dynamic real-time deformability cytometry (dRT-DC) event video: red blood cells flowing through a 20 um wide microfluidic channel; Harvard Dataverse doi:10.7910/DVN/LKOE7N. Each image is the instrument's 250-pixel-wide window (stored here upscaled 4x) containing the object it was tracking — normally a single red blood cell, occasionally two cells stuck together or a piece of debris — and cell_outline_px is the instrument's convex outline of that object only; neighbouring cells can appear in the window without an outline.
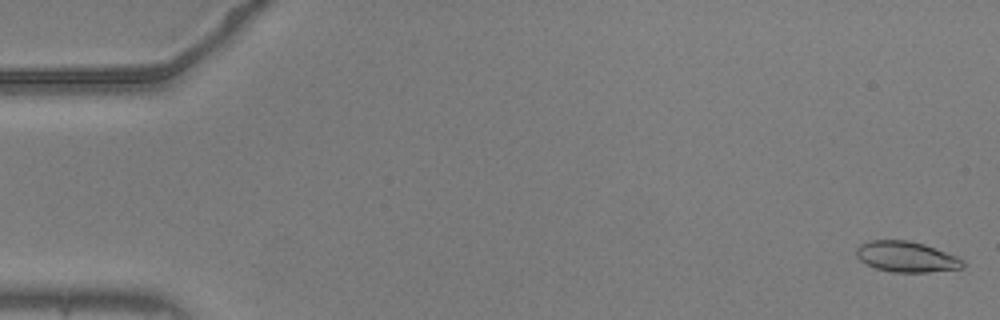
{"species": "common noctule bat (a hibernating species)", "species_latin": "Nyctalus noctula", "temperature_condition": "warm", "stored_images_in_passage": 57, "camera_frame_rate_fps": 3000, "um_per_image_px": 0.085, "animal": {"sex": "male", "body_mass_g": 20.5, "forearm_length_mm": 52.5}, "frame": {"image": 1, "passage_image": 2, "time_ms": 0.333, "image_size_px": [1000, 320], "cell_outline_px": [[964, 264], [960, 268], [928, 272], [892, 272], [876, 268], [860, 260], [856, 256], [856, 248], [860, 244], [872, 240], [908, 240], [924, 244], [956, 256], [964, 260]], "centroid_in_image_um": [77.02, 21.82], "position_along_channel_um": 8.0, "area_um2": 18.84}}
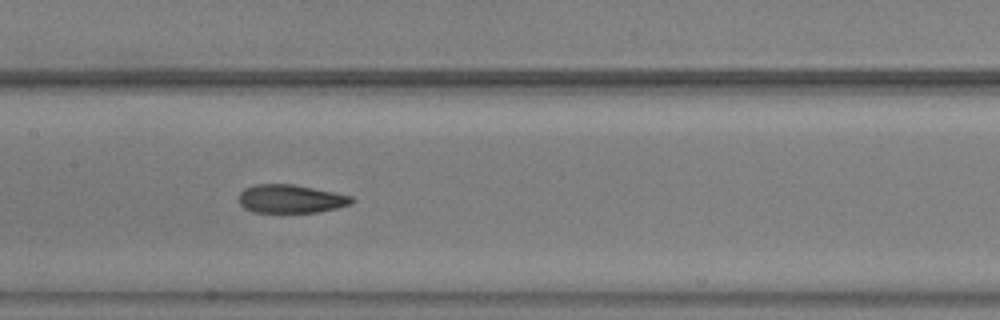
{"frame": {"image": 2, "passage_image": 28, "time_ms": 9.0, "image_size_px": [1000, 320], "cell_outline_px": [[356, 200], [352, 204], [336, 208], [316, 212], [252, 212], [244, 208], [240, 204], [240, 192], [244, 188], [256, 184], [292, 184], [352, 196]], "centroid_in_image_um": [24.71, 16.9], "position_along_channel_um": 182.7, "area_um2": 18.55}}
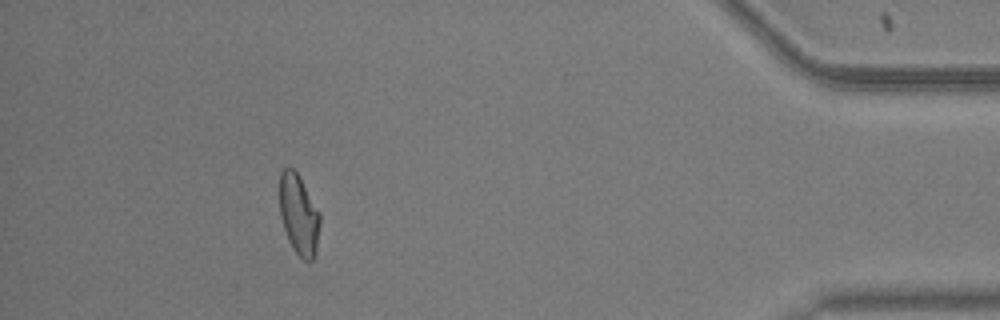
{"frame": {"image": 3, "passage_image": 51, "time_ms": 16.667, "image_size_px": [1000, 320], "cell_outline_px": [[320, 224], [316, 252], [312, 260], [308, 264], [292, 248], [288, 240], [280, 216], [280, 172], [284, 168], [292, 168], [296, 172], [320, 212]], "centroid_in_image_um": [25.41, 18.28], "position_along_channel_um": 409.8, "area_um2": 18.84}, "authors_computed_cell_mechanics": {"area_um2": 19.2474, "velocity_mm_per_s": 3.6847, "shape_relaxation_time_tau1_ms": null, "shape_relaxation_time_tau2_ms": 1.8595, "deformation_change_tau1": null, "deformation_change_tau2": 0.0817}}